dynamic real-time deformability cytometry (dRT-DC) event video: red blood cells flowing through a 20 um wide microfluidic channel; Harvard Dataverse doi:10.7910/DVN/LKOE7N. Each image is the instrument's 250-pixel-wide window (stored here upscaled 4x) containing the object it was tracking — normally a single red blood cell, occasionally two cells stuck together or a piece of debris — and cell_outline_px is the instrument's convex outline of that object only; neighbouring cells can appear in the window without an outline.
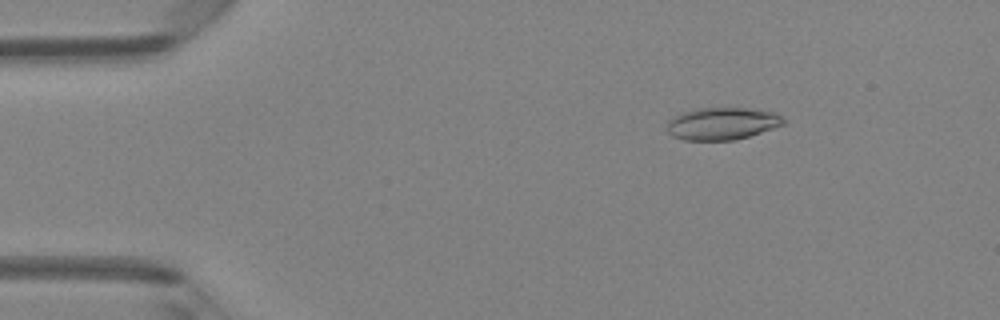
{"species": "Egyptian fruit bat (a non-hibernating species)", "species_latin": "Rousettus aegyptiacus", "temperature_condition": "room temperature", "stored_images_in_passage": 48, "camera_frame_rate_fps": 3000, "um_per_image_px": 0.085, "animal": {"sex": "female"}, "frame": {"image": 1, "passage_image": 7, "time_ms": 2.0, "image_size_px": [1000, 320], "cell_outline_px": [[784, 124], [748, 136], [732, 140], [684, 140], [672, 136], [668, 132], [668, 120], [684, 112], [700, 108], [752, 108], [772, 112], [784, 116]], "centroid_in_image_um": [61.39, 10.5], "position_along_channel_um": 23.6, "area_um2": 21.68}}
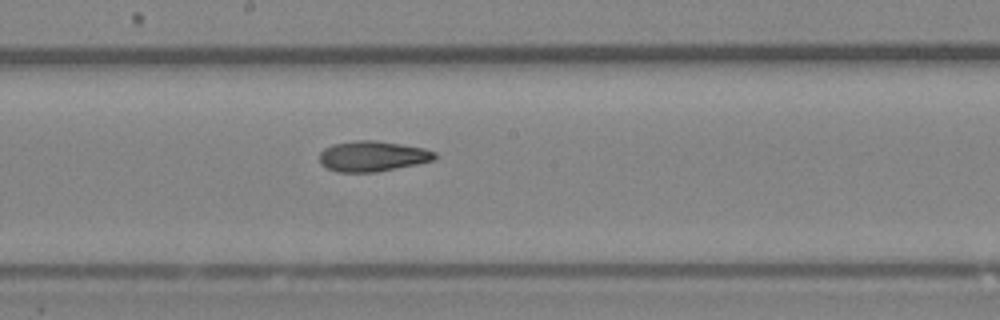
{"frame": {"image": 2, "passage_image": 26, "time_ms": 8.333, "image_size_px": [1000, 320], "cell_outline_px": [[436, 160], [376, 172], [336, 172], [324, 168], [320, 164], [320, 152], [324, 148], [332, 144], [356, 140], [376, 140], [424, 148], [436, 152]], "centroid_in_image_um": [31.63, 13.28], "position_along_channel_um": 216.6, "area_um2": 20.63}}
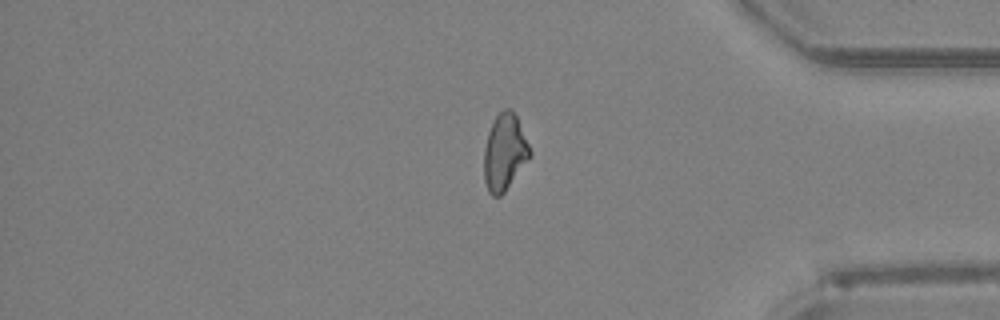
{"frame": {"image": 3, "passage_image": 40, "time_ms": 13.0, "image_size_px": [1000, 320], "cell_outline_px": [[532, 152], [504, 192], [500, 196], [492, 196], [488, 192], [484, 180], [484, 148], [488, 132], [496, 116], [504, 108], [508, 108], [516, 116]], "centroid_in_image_um": [42.85, 12.95], "position_along_channel_um": 392.3, "area_um2": 19.94}, "authors_computed_cell_mechanics": {"area_um2": 20.8947, "velocity_mm_per_s": 4.234, "shape_relaxation_time_tau1_ms": 8.7903, "shape_relaxation_time_tau2_ms": 5.3532, "deformation_change_tau1": 0.2016, "deformation_change_tau2": 0.1339}}